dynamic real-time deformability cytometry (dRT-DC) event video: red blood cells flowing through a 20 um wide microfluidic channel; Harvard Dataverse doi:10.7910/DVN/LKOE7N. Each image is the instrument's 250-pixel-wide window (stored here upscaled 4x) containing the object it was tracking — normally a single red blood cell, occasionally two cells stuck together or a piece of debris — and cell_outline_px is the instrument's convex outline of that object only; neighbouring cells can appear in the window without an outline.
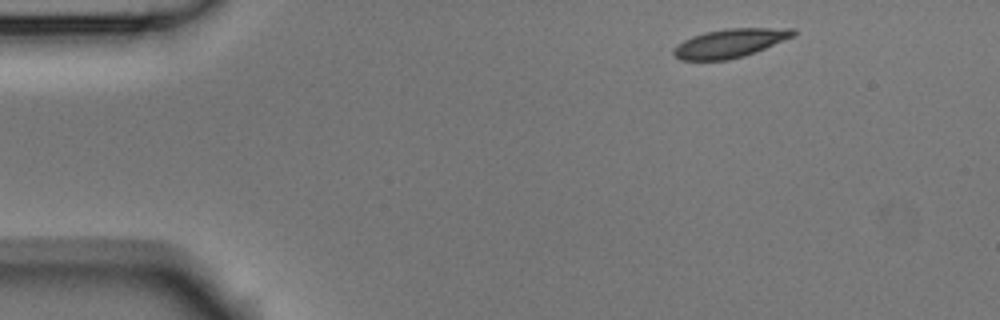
{"species": "Egyptian fruit bat (a non-hibernating species)", "species_latin": "Rousettus aegyptiacus", "temperature_condition": "room temperature", "stored_images_in_passage": 3, "camera_frame_rate_fps": 3000, "um_per_image_px": 0.085, "animal": {"sex": "male"}, "frame": {"image": 1, "passage_image": 1, "time_ms": 0.0, "image_size_px": [1000, 320], "cell_outline_px": [[796, 36], [744, 56], [728, 60], [680, 60], [672, 52], [684, 40], [692, 36], [704, 32], [728, 28], [796, 28]], "centroid_in_image_um": [62.1, 3.66], "position_along_channel_um": 22.9, "area_um2": 19.94}}